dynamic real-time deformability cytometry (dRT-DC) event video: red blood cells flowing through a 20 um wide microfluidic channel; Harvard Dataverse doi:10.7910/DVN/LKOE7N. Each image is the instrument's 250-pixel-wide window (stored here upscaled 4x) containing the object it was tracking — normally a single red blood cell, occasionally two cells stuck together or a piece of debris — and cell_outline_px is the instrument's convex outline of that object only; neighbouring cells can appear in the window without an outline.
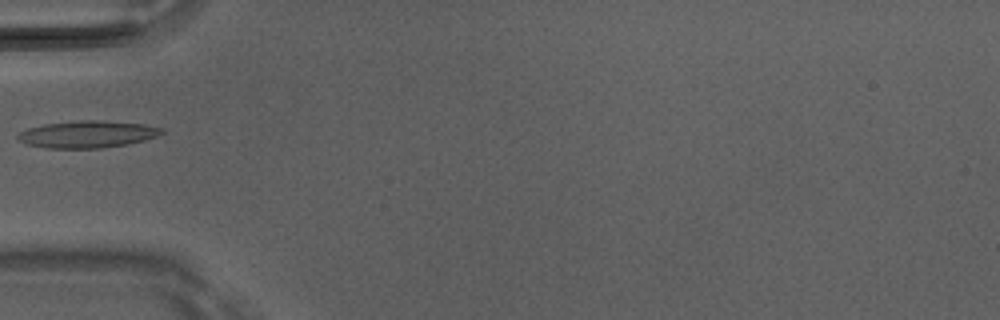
{"species": "Egyptian fruit bat (a non-hibernating species)", "species_latin": "Rousettus aegyptiacus", "temperature_condition": "room temperature", "stored_images_in_passage": 5, "camera_frame_rate_fps": 3000, "um_per_image_px": 0.085, "animal": {"sex": "male"}, "frame": {"image": 1, "passage_image": 5, "time_ms": 1.333, "image_size_px": [1000, 320], "cell_outline_px": [[164, 132], [156, 136], [144, 140], [128, 144], [100, 148], [44, 148], [28, 144], [20, 140], [16, 136], [20, 132], [28, 128], [44, 124], [76, 120], [96, 120], [144, 124], [164, 128]], "centroid_in_image_um": [7.43, 11.41], "position_along_channel_um": 77.6, "area_um2": 22.6}}